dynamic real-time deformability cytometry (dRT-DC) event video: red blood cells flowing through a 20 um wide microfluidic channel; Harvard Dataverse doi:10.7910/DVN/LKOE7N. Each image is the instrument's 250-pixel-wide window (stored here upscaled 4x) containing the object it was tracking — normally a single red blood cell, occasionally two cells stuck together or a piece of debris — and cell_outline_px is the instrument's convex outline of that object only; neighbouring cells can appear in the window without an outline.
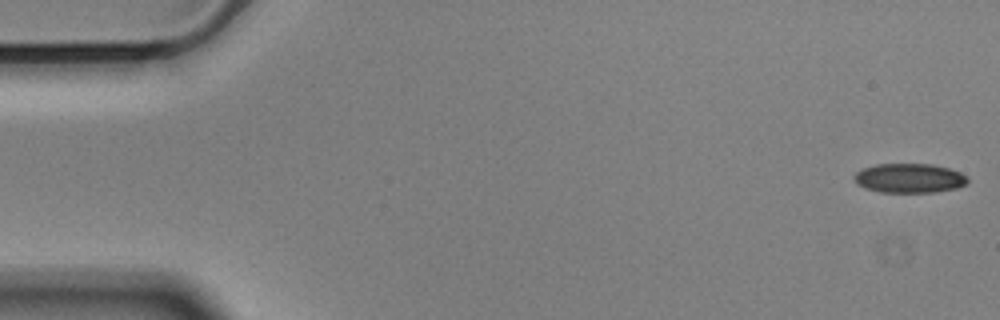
{"species": "Egyptian fruit bat (a non-hibernating species)", "species_latin": "Rousettus aegyptiacus", "temperature_condition": "cold", "stored_images_in_passage": 56, "camera_frame_rate_fps": 3000, "um_per_image_px": 0.085, "animal": {"sex": "male"}, "frame": {"image": 1, "passage_image": 1, "time_ms": 0.0, "image_size_px": [1000, 320], "cell_outline_px": [[968, 180], [964, 184], [956, 188], [932, 192], [880, 192], [864, 188], [856, 184], [852, 176], [856, 172], [864, 168], [876, 164], [932, 164], [948, 168], [960, 172], [968, 176]], "centroid_in_image_um": [77.26, 15.14], "position_along_channel_um": 7.7, "area_um2": 19.42}}
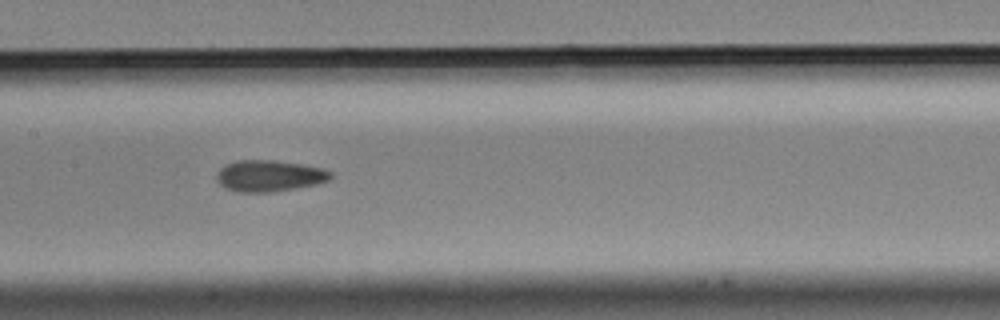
{"frame": {"image": 2, "passage_image": 27, "time_ms": 8.667, "image_size_px": [1000, 320], "cell_outline_px": [[332, 176], [328, 180], [316, 184], [272, 192], [236, 192], [224, 188], [216, 180], [216, 172], [224, 164], [236, 160], [272, 160], [300, 164], [320, 168], [332, 172]], "centroid_in_image_um": [22.81, 14.95], "position_along_channel_um": 184.6, "area_um2": 20.87}}
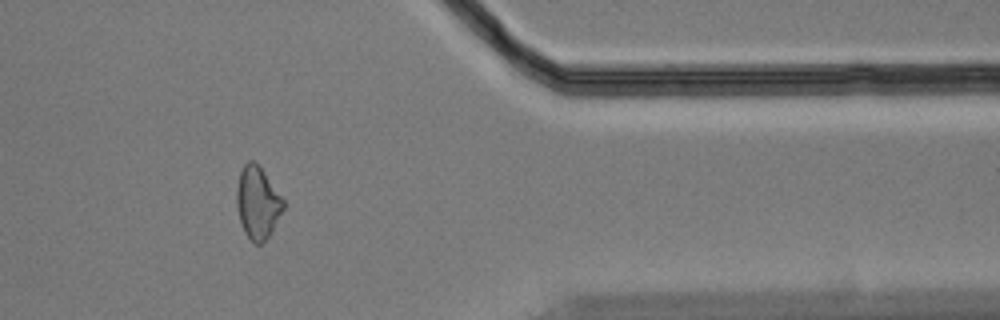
{"frame": {"image": 3, "passage_image": 46, "time_ms": 15.0, "image_size_px": [1000, 320], "cell_outline_px": [[284, 208], [272, 232], [260, 244], [256, 244], [244, 232], [240, 220], [236, 204], [236, 188], [240, 172], [244, 164], [248, 160], [252, 160], [264, 172], [284, 200]], "centroid_in_image_um": [21.89, 17.23], "position_along_channel_um": 389.5, "area_um2": 19.42}, "authors_computed_cell_mechanics": {"area_um2": 20.23, "velocity_mm_per_s": 3.5603, "shape_relaxation_time_tau1_ms": 8.0732, "shape_relaxation_time_tau2_ms": 3.6031, "deformation_change_tau1": 0.1246, "deformation_change_tau2": 0.0963}}